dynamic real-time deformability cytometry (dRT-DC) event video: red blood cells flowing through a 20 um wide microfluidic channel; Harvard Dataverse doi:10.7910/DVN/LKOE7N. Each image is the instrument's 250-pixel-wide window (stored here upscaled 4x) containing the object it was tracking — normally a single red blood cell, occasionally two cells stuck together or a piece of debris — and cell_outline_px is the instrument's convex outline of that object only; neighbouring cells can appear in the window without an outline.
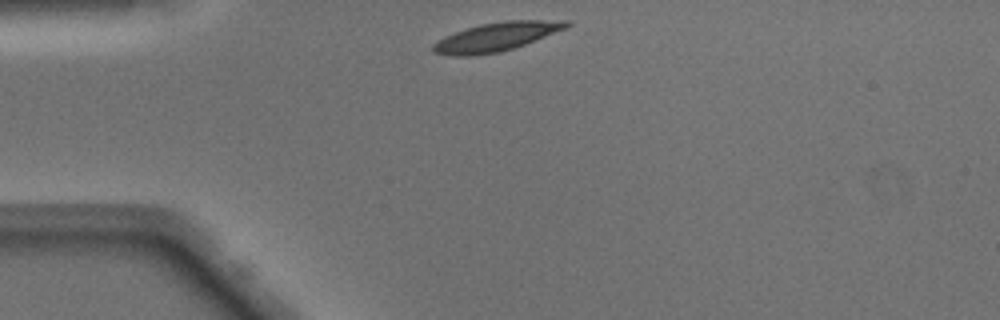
{"species": "Egyptian fruit bat (a non-hibernating species)", "species_latin": "Rousettus aegyptiacus", "temperature_condition": "warm", "stored_images_in_passage": 38, "camera_frame_rate_fps": 3000, "um_per_image_px": 0.085, "animal": {"sex": "male"}, "frame": {"image": 1, "passage_image": 1, "time_ms": 0.0, "image_size_px": [1000, 320], "cell_outline_px": [[572, 24], [568, 28], [524, 44], [500, 52], [472, 56], [452, 56], [432, 52], [432, 44], [444, 36], [480, 24], [504, 20], [568, 20]], "centroid_in_image_um": [42.19, 3.12], "position_along_channel_um": 42.8, "area_um2": 22.37}}
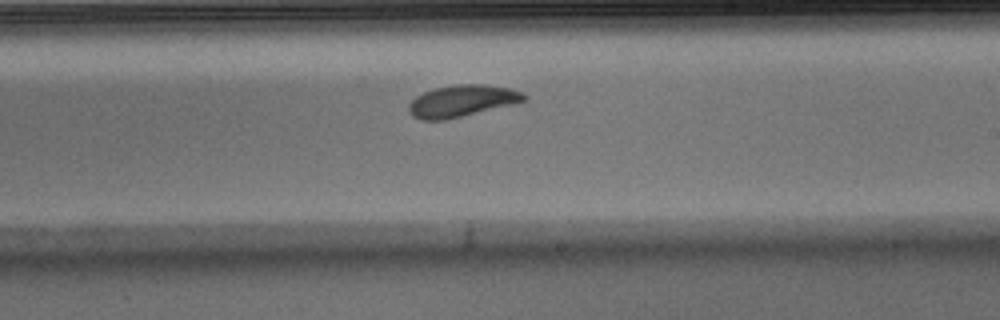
{"frame": {"image": 2, "passage_image": 18, "time_ms": 5.667, "image_size_px": [1000, 320], "cell_outline_px": [[528, 100], [512, 104], [444, 120], [420, 120], [412, 116], [408, 112], [408, 104], [416, 96], [432, 88], [456, 84], [484, 84], [512, 88], [524, 92], [528, 96]], "centroid_in_image_um": [39.27, 8.56], "position_along_channel_um": 249.7, "area_um2": 21.5}}
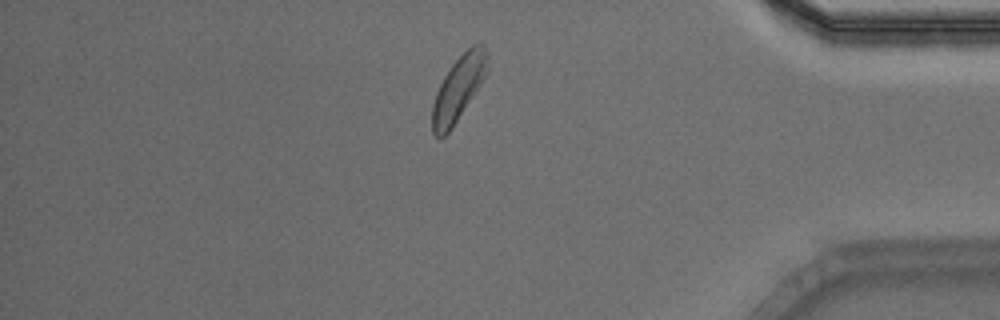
{"frame": {"image": 3, "passage_image": 31, "time_ms": 10.0, "image_size_px": [1000, 320], "cell_outline_px": [[488, 72], [448, 132], [440, 140], [432, 132], [432, 104], [436, 92], [444, 76], [452, 64], [472, 44], [480, 40], [484, 40], [488, 52]], "centroid_in_image_um": [39.0, 7.43], "position_along_channel_um": 396.2, "area_um2": 20.75}, "authors_computed_cell_mechanics": {"area_um2": 21.1548, "velocity_mm_per_s": 4.0632, "shape_relaxation_time_tau1_ms": 2.8694, "shape_relaxation_time_tau2_ms": 2.7533, "deformation_change_tau1": 0.1419, "deformation_change_tau2": 0.0867}}